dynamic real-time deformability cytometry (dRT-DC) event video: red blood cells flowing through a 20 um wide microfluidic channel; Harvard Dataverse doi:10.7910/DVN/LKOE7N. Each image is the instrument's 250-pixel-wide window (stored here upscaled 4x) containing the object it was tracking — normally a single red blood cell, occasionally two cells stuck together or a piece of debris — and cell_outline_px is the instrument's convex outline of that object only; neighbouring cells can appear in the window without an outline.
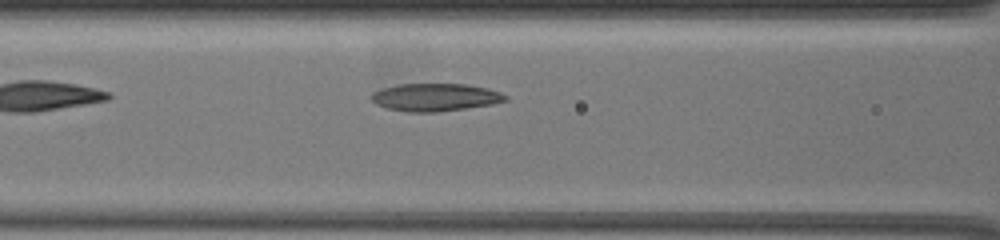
{"species": "common noctule bat (a hibernating species)", "species_latin": "Nyctalus noctula", "temperature_condition": "warm", "stored_images_in_passage": 38, "camera_frame_rate_fps": 3000, "um_per_image_px": 0.085, "animal": {"sex": "female", "body_mass_g": 19.5, "forearm_length_mm": 54.1}, "frame": {"image": 1, "passage_image": 6, "time_ms": 1.667, "image_size_px": [1000, 240], "cell_outline_px": [[508, 100], [492, 104], [436, 112], [404, 112], [388, 108], [376, 104], [368, 96], [372, 92], [380, 88], [396, 84], [464, 84], [488, 88], [500, 92], [508, 96]], "centroid_in_image_um": [36.95, 8.26], "position_along_channel_um": 129.7, "area_um2": 21.79}}
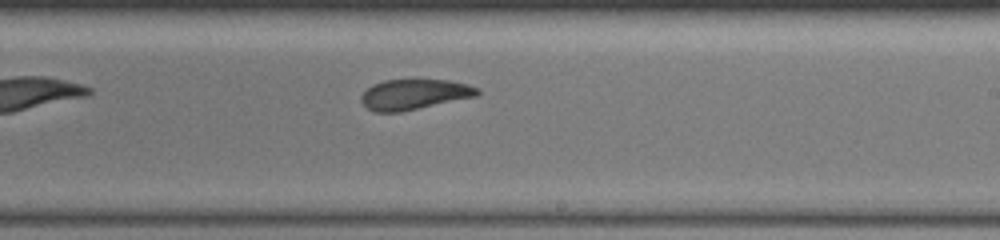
{"frame": {"image": 2, "passage_image": 17, "time_ms": 5.333, "image_size_px": [1000, 240], "cell_outline_px": [[480, 92], [476, 96], [400, 112], [372, 112], [360, 100], [360, 96], [372, 84], [384, 80], [448, 80], [468, 84], [480, 88]], "centroid_in_image_um": [35.2, 8.02], "position_along_channel_um": 253.8, "area_um2": 20.46}}
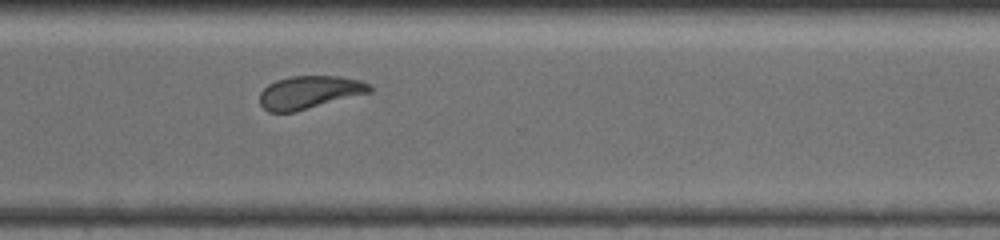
{"frame": {"image": 3, "passage_image": 25, "time_ms": 8.0, "image_size_px": [1000, 240], "cell_outline_px": [[372, 92], [296, 112], [268, 112], [260, 104], [260, 92], [268, 84], [276, 80], [292, 76], [340, 76], [360, 80], [368, 84], [372, 88]], "centroid_in_image_um": [26.3, 7.85], "position_along_channel_um": 344.3, "area_um2": 21.21}}